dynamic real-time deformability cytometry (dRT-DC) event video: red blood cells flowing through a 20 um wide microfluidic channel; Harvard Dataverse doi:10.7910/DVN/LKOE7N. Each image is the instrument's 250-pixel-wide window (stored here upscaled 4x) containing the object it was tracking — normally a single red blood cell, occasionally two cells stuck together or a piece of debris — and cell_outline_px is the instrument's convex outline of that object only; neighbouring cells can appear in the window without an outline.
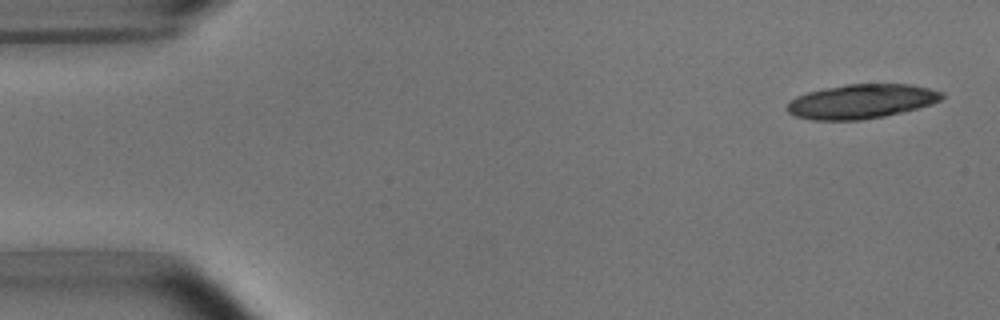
{"species": "common noctule bat (a hibernating species)", "species_latin": "Nyctalus noctula", "temperature_condition": "room temperature", "stored_images_in_passage": 3, "camera_frame_rate_fps": 3000, "um_per_image_px": 0.085, "animal": {"sex": "male", "body_mass_g": 15.6}, "frame": {"image": 1, "passage_image": 1, "time_ms": 0.0, "image_size_px": [1000, 320], "cell_outline_px": [[944, 96], [940, 100], [932, 104], [884, 116], [860, 120], [812, 120], [796, 116], [788, 112], [784, 108], [788, 100], [796, 96], [808, 92], [844, 84], [912, 84], [944, 92]], "centroid_in_image_um": [73.18, 8.61], "position_along_channel_um": 11.8, "area_um2": 31.04}}